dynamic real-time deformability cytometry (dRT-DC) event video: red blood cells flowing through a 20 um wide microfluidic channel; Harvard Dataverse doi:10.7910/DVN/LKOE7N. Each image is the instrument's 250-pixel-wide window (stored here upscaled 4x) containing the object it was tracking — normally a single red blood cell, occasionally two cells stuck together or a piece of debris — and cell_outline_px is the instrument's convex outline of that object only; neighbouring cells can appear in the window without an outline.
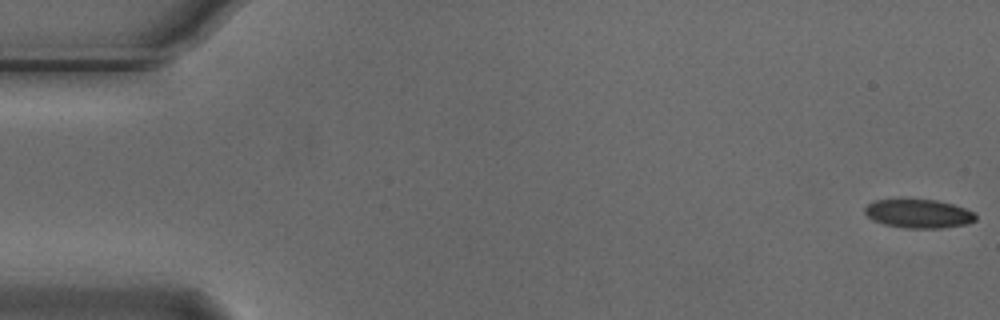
{"species": "Egyptian fruit bat (a non-hibernating species)", "species_latin": "Rousettus aegyptiacus", "temperature_condition": "cold", "stored_images_in_passage": 55, "camera_frame_rate_fps": 3000, "um_per_image_px": 0.085, "animal": {"sex": "male"}, "frame": {"image": 1, "passage_image": 1, "time_ms": 0.0, "image_size_px": [1000, 320], "cell_outline_px": [[976, 220], [968, 224], [940, 228], [904, 228], [884, 224], [872, 220], [864, 212], [864, 208], [872, 200], [936, 200], [952, 204], [976, 212]], "centroid_in_image_um": [78.09, 18.17], "position_along_channel_um": 6.9, "area_um2": 18.55}}
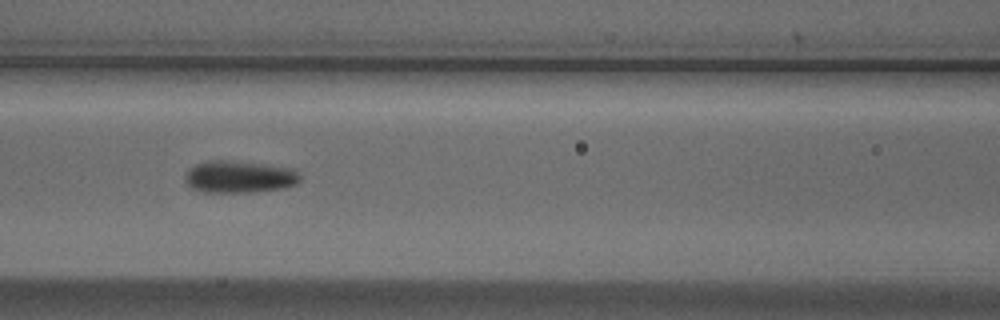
{"frame": {"image": 2, "passage_image": 24, "time_ms": 7.667, "image_size_px": [1000, 320], "cell_outline_px": [[300, 180], [296, 184], [284, 188], [252, 192], [204, 192], [192, 188], [184, 180], [184, 176], [196, 164], [208, 160], [224, 160], [288, 168], [296, 172], [300, 176]], "centroid_in_image_um": [20.3, 15.05], "position_along_channel_um": 146.3, "area_um2": 21.04}}
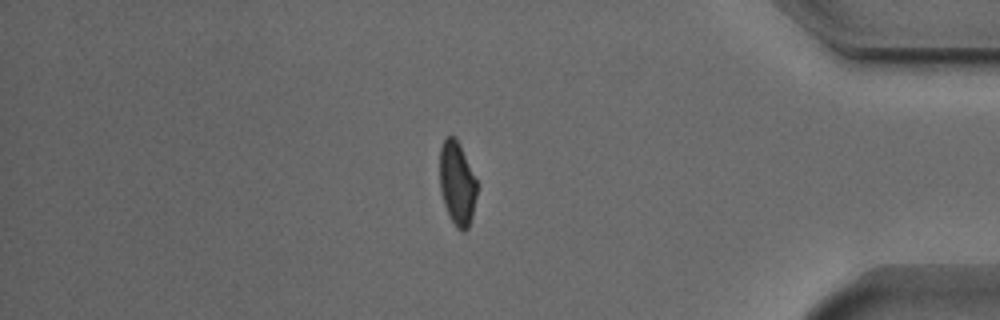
{"frame": {"image": 3, "passage_image": 47, "time_ms": 15.333, "image_size_px": [1000, 320], "cell_outline_px": [[480, 184], [472, 216], [468, 228], [464, 232], [456, 228], [444, 204], [440, 192], [440, 148], [444, 140], [448, 136], [452, 136], [460, 144]], "centroid_in_image_um": [38.89, 15.6], "position_along_channel_um": 396.3, "area_um2": 18.5}, "authors_computed_cell_mechanics": {"area_um2": 19.652, "velocity_mm_per_s": 3.7083, "shape_relaxation_time_tau1_ms": 4.901, "shape_relaxation_time_tau2_ms": 2.7108, "deformation_change_tau1": 0.1329, "deformation_change_tau2": 0.0828}}